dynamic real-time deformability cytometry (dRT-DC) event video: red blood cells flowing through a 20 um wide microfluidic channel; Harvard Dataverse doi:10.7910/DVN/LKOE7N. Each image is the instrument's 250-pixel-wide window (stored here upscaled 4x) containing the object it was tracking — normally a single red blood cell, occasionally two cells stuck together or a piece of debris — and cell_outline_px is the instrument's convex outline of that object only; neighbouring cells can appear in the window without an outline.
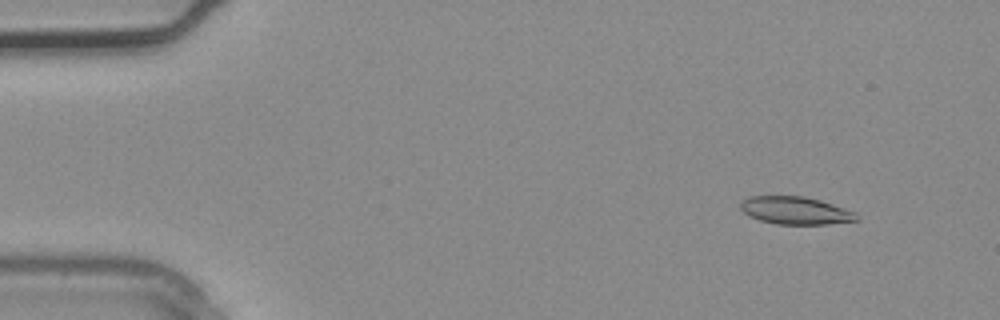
{"species": "common noctule bat (a hibernating species)", "species_latin": "Nyctalus noctula", "temperature_condition": "warm", "stored_images_in_passage": 3, "camera_frame_rate_fps": 3000, "um_per_image_px": 0.085, "animal": {"sex": "male", "body_mass_g": 20.4}, "frame": {"image": 1, "passage_image": 1, "time_ms": 0.0, "image_size_px": [1000, 320], "cell_outline_px": [[860, 220], [828, 224], [776, 224], [760, 220], [748, 216], [740, 208], [740, 204], [748, 196], [804, 196], [820, 200], [856, 212], [860, 216]], "centroid_in_image_um": [67.64, 17.9], "position_along_channel_um": 17.4, "area_um2": 18.79}}
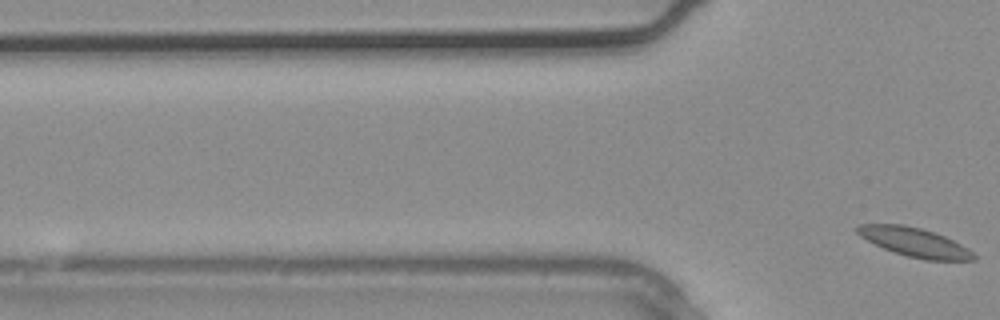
{"frame": {"image": 2, "passage_image": 3, "time_ms": 0.667, "image_size_px": [1000, 320], "cell_outline_px": [[976, 260], [924, 260], [908, 256], [884, 248], [860, 236], [856, 232], [856, 224], [904, 224], [936, 232], [968, 248], [976, 256]], "centroid_in_image_um": [77.74, 20.58], "position_along_channel_um": 48.1, "area_um2": 19.48}}